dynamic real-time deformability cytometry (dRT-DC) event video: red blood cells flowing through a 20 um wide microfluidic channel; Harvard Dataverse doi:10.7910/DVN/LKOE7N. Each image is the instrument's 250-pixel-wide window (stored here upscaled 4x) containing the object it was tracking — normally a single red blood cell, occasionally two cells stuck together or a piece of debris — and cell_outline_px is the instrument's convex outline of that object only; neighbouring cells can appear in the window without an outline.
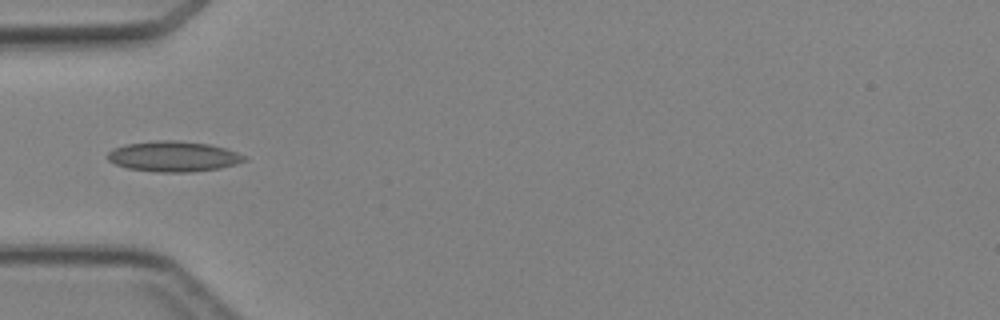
{"species": "Egyptian fruit bat (a non-hibernating species)", "species_latin": "Rousettus aegyptiacus", "temperature_condition": "cold", "stored_images_in_passage": 4, "camera_frame_rate_fps": 3000, "um_per_image_px": 0.085, "animal": {"sex": "female"}, "frame": {"image": 1, "passage_image": 4, "time_ms": 3.333, "image_size_px": [1000, 320], "cell_outline_px": [[248, 160], [236, 164], [220, 168], [188, 172], [156, 172], [128, 168], [116, 164], [108, 160], [108, 152], [112, 148], [128, 144], [156, 140], [176, 140], [208, 144], [224, 148], [236, 152], [244, 156]], "centroid_in_image_um": [14.74, 13.3], "position_along_channel_um": 70.3, "area_um2": 24.1}}